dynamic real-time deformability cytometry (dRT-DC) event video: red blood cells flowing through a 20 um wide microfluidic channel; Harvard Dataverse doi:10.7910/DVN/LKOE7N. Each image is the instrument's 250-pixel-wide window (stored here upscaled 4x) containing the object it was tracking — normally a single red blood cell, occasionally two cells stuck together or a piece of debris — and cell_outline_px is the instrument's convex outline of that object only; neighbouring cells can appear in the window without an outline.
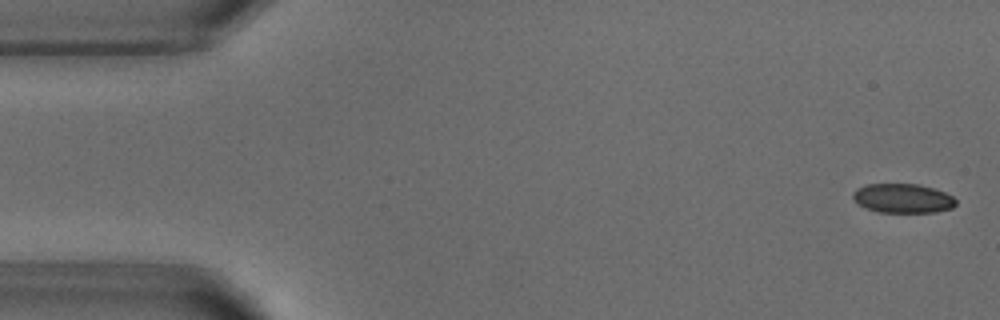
{"species": "common noctule bat (a hibernating species)", "species_latin": "Nyctalus noctula", "temperature_condition": "warm", "stored_images_in_passage": 52, "camera_frame_rate_fps": 3000, "um_per_image_px": 0.085, "animal": {"sex": "male", "body_mass_g": 18.8}, "frame": {"image": 1, "passage_image": 2, "time_ms": 0.333, "image_size_px": [1000, 320], "cell_outline_px": [[956, 204], [952, 208], [936, 212], [876, 212], [860, 204], [852, 196], [852, 192], [856, 188], [868, 184], [920, 184], [944, 192], [952, 196], [956, 200]], "centroid_in_image_um": [76.75, 16.85], "position_along_channel_um": 8.3, "area_um2": 17.46}}
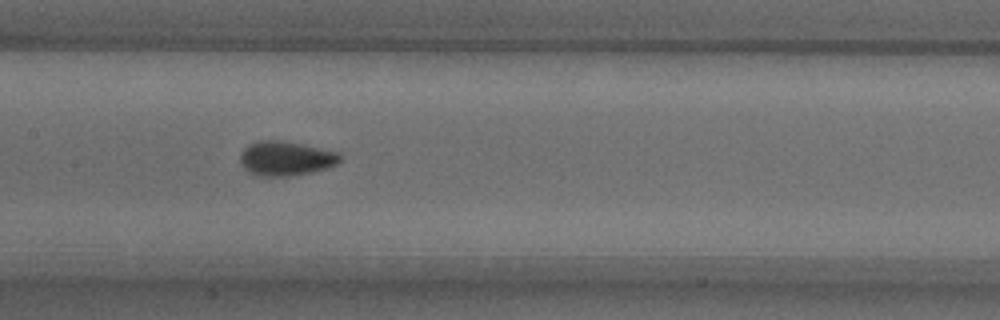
{"frame": {"image": 2, "passage_image": 25, "time_ms": 8.0, "image_size_px": [1000, 320], "cell_outline_px": [[340, 160], [336, 164], [324, 168], [308, 172], [288, 176], [256, 176], [248, 172], [244, 168], [240, 160], [240, 152], [248, 144], [256, 140], [280, 140], [340, 152]], "centroid_in_image_um": [24.23, 13.45], "position_along_channel_um": 183.2, "area_um2": 19.94}}
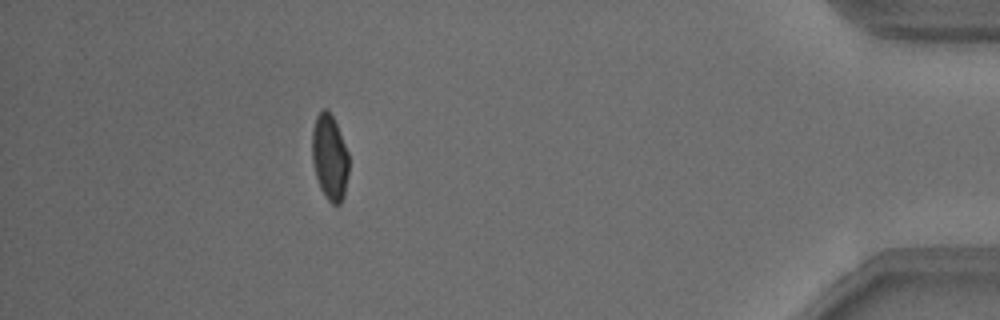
{"frame": {"image": 3, "passage_image": 47, "time_ms": 15.333, "image_size_px": [1000, 320], "cell_outline_px": [[348, 172], [344, 196], [340, 204], [332, 204], [328, 200], [320, 188], [316, 176], [312, 160], [312, 128], [316, 116], [324, 108], [328, 108], [336, 124], [348, 152]], "centroid_in_image_um": [28.01, 13.36], "position_along_channel_um": 407.2, "area_um2": 18.26}, "authors_computed_cell_mechanics": {"area_um2": 18.6694, "velocity_mm_per_s": 3.8311, "shape_relaxation_time_tau1_ms": 4.1399, "shape_relaxation_time_tau2_ms": null, "deformation_change_tau1": 0.0997, "deformation_change_tau2": null}}